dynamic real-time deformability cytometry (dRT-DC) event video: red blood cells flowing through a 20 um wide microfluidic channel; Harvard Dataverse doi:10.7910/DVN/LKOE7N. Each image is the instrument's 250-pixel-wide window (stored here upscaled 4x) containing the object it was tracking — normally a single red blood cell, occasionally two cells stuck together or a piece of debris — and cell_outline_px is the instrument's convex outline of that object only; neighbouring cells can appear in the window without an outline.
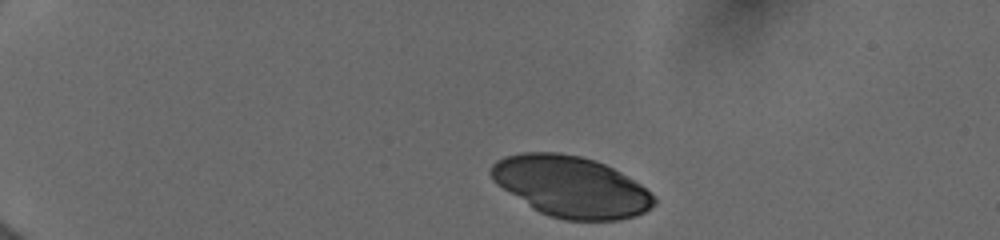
{"species": "human", "species_latin": "Homo sapiens", "temperature_condition": "cold", "stored_images_in_passage": 7, "camera_frame_rate_fps": 3000, "um_per_image_px": 0.085, "donor": {"sex": "female"}, "frame": {"image": 1, "passage_image": 1, "time_ms": 0.0, "image_size_px": [1000, 240], "cell_outline_px": [[656, 204], [652, 208], [636, 216], [620, 220], [564, 220], [548, 216], [532, 208], [496, 184], [492, 180], [488, 172], [492, 164], [496, 160], [504, 156], [520, 152], [560, 152], [580, 156], [596, 160], [620, 172], [640, 184], [656, 200]], "centroid_in_image_um": [48.49, 15.86], "position_along_channel_um": 36.5, "area_um2": 58.09}}